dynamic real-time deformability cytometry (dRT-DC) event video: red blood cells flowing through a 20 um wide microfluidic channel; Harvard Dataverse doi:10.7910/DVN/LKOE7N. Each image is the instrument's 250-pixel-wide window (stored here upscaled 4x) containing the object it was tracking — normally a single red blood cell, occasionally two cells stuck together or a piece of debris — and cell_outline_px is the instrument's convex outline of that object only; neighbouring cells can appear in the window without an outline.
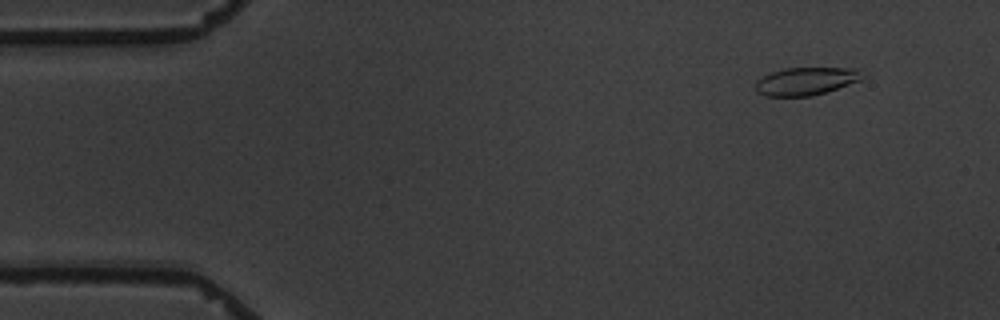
{"species": "common noctule bat (a hibernating species)", "species_latin": "Nyctalus noctula", "temperature_condition": "warm", "stored_images_in_passage": 8, "camera_frame_rate_fps": 3000, "um_per_image_px": 0.085, "animal": {"sex": "male", "body_mass_g": 19.5, "forearm_length_mm": 54.6}, "frame": {"image": 1, "passage_image": 2, "time_ms": 1.333, "image_size_px": [1000, 320], "cell_outline_px": [[868, 76], [860, 80], [812, 96], [764, 96], [756, 92], [756, 80], [772, 72], [784, 68], [860, 68]], "centroid_in_image_um": [68.54, 6.89], "position_along_channel_um": 16.5, "area_um2": 17.4}}
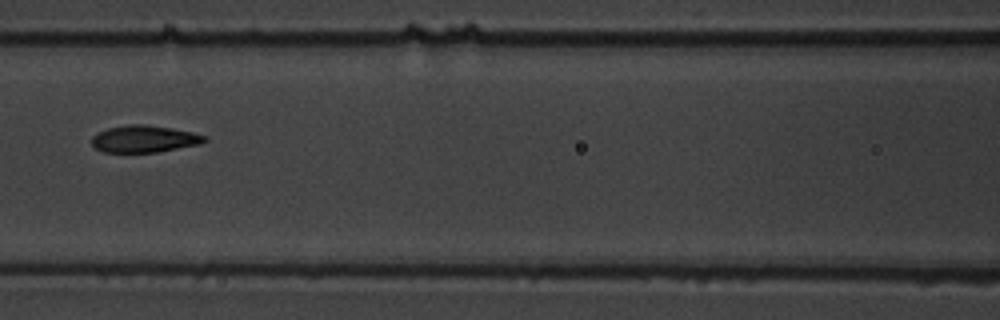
{"frame": {"image": 2, "passage_image": 7, "time_ms": 8.0, "image_size_px": [1000, 320], "cell_outline_px": [[208, 140], [200, 144], [156, 152], [104, 152], [96, 148], [92, 144], [92, 136], [108, 128], [128, 124], [144, 124], [172, 128], [192, 132], [204, 136]], "centroid_in_image_um": [12.26, 11.8], "position_along_channel_um": 154.3, "area_um2": 17.57}}
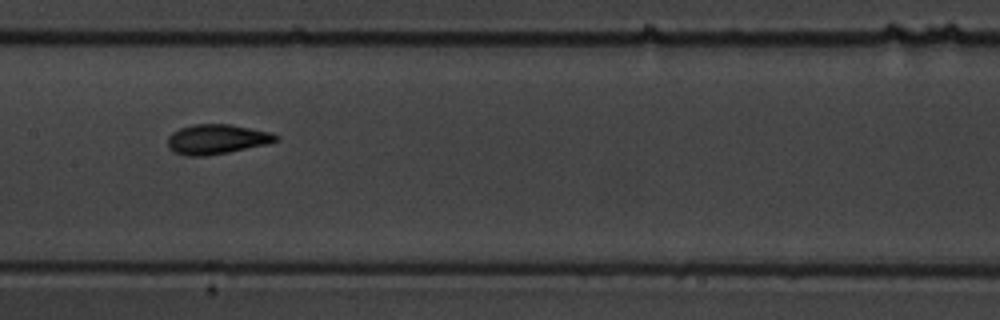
{"frame": {"image": 3, "passage_image": 8, "time_ms": 9.0, "image_size_px": [1000, 320], "cell_outline_px": [[280, 140], [268, 144], [228, 152], [204, 156], [188, 156], [176, 152], [168, 148], [168, 136], [172, 132], [180, 128], [192, 124], [228, 124], [268, 132], [280, 136]], "centroid_in_image_um": [18.42, 11.83], "position_along_channel_um": 189.0, "area_um2": 18.67}}